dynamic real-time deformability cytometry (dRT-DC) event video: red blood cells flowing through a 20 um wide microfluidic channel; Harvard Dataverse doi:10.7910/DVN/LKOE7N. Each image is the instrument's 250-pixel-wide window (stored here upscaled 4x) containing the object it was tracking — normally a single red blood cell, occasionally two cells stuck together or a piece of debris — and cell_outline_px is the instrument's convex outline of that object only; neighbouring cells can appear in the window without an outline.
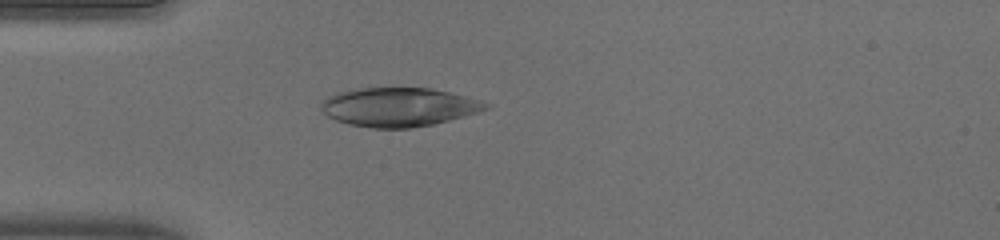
{"species": "human", "species_latin": "Homo sapiens", "temperature_condition": "warm", "stored_images_in_passage": 42, "camera_frame_rate_fps": 3000, "um_per_image_px": 0.085, "donor": {"sex": "male"}, "frame": {"image": 1, "passage_image": 6, "time_ms": 1.667, "image_size_px": [1000, 240], "cell_outline_px": [[492, 104], [488, 108], [464, 116], [432, 124], [412, 128], [372, 128], [348, 124], [336, 120], [328, 116], [320, 108], [320, 104], [328, 96], [336, 92], [360, 88], [432, 88], [480, 100]], "centroid_in_image_um": [33.86, 9.1], "position_along_channel_um": 51.1, "area_um2": 37.11}}
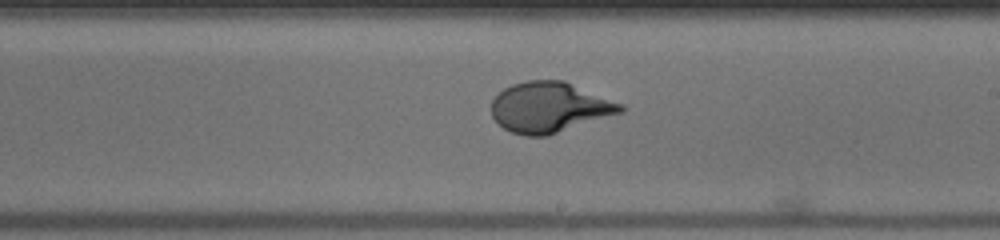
{"frame": {"image": 2, "passage_image": 21, "time_ms": 6.667, "image_size_px": [1000, 240], "cell_outline_px": [[628, 108], [624, 112], [548, 136], [528, 136], [512, 132], [504, 128], [492, 116], [492, 100], [504, 88], [512, 84], [528, 80], [564, 80], [624, 104]], "centroid_in_image_um": [46.77, 9.12], "position_along_channel_um": 242.2, "area_um2": 38.15}}
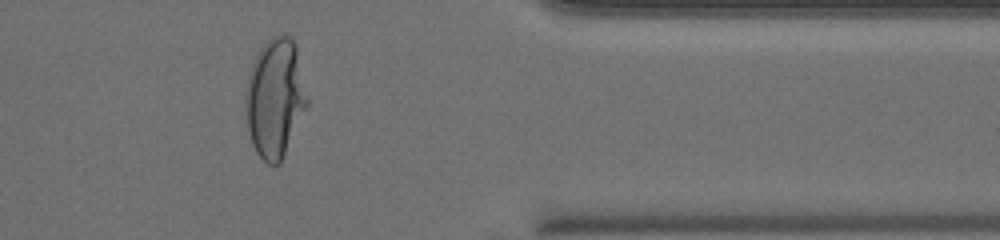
{"frame": {"image": 3, "passage_image": 33, "time_ms": 10.667, "image_size_px": [1000, 240], "cell_outline_px": [[308, 104], [280, 164], [268, 164], [256, 152], [252, 144], [248, 132], [248, 80], [256, 56], [260, 48], [272, 36], [288, 36], [296, 44], [308, 100]], "centroid_in_image_um": [23.42, 8.35], "position_along_channel_um": 388.0, "area_um2": 41.5}, "authors_computed_cell_mechanics": {"area_um2": 38.0613, "velocity_mm_per_s": 4.0442, "shape_relaxation_time_tau1_ms": 3.9505, "shape_relaxation_time_tau2_ms": null, "deformation_change_tau1": 0.2614, "deformation_change_tau2": null}}